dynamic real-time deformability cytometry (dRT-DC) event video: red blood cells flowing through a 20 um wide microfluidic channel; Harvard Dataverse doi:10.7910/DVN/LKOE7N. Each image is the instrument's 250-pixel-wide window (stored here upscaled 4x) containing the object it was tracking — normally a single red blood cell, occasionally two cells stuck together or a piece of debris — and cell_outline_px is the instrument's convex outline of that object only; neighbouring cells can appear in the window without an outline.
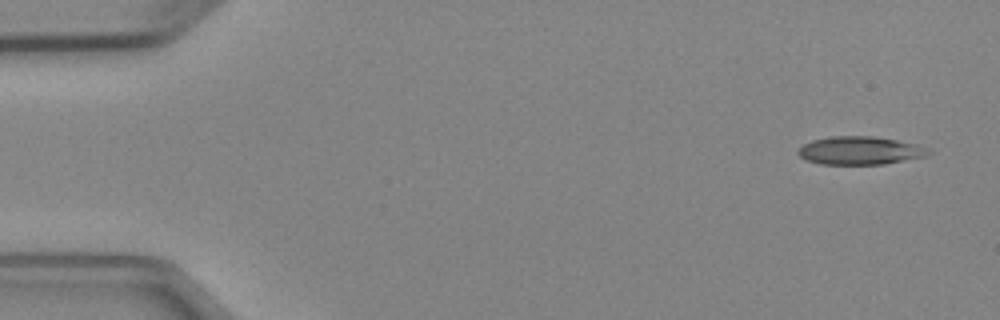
{"species": "Egyptian fruit bat (a non-hibernating species)", "species_latin": "Rousettus aegyptiacus", "temperature_condition": "cold", "stored_images_in_passage": 7, "camera_frame_rate_fps": 3000, "um_per_image_px": 0.085, "animal": {"sex": "female"}, "frame": {"image": 1, "passage_image": 1, "time_ms": 0.0, "image_size_px": [1000, 320], "cell_outline_px": [[932, 152], [928, 156], [884, 164], [820, 164], [808, 160], [800, 156], [796, 152], [804, 144], [812, 140], [832, 136], [876, 136], [916, 144], [928, 148]], "centroid_in_image_um": [73.13, 12.79], "position_along_channel_um": 11.9, "area_um2": 21.39}}
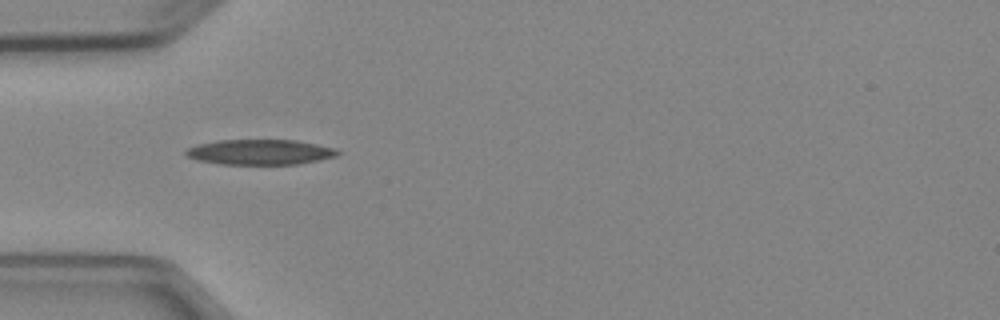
{"frame": {"image": 2, "passage_image": 4, "time_ms": 4.333, "image_size_px": [1000, 320], "cell_outline_px": [[340, 152], [336, 156], [320, 160], [300, 164], [220, 164], [196, 160], [188, 156], [184, 152], [188, 148], [196, 144], [220, 140], [296, 140], [336, 148]], "centroid_in_image_um": [22.11, 12.93], "position_along_channel_um": 62.9, "area_um2": 22.37}}
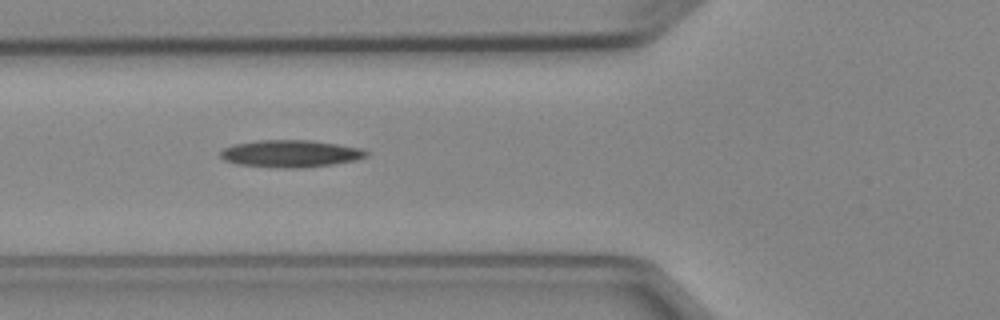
{"frame": {"image": 3, "passage_image": 5, "time_ms": 5.333, "image_size_px": [1000, 320], "cell_outline_px": [[368, 156], [356, 160], [332, 164], [300, 168], [284, 168], [236, 164], [224, 160], [220, 156], [220, 152], [224, 148], [236, 144], [256, 140], [312, 140], [364, 148], [368, 152]], "centroid_in_image_um": [24.72, 13.05], "position_along_channel_um": 101.1, "area_um2": 23.18}}